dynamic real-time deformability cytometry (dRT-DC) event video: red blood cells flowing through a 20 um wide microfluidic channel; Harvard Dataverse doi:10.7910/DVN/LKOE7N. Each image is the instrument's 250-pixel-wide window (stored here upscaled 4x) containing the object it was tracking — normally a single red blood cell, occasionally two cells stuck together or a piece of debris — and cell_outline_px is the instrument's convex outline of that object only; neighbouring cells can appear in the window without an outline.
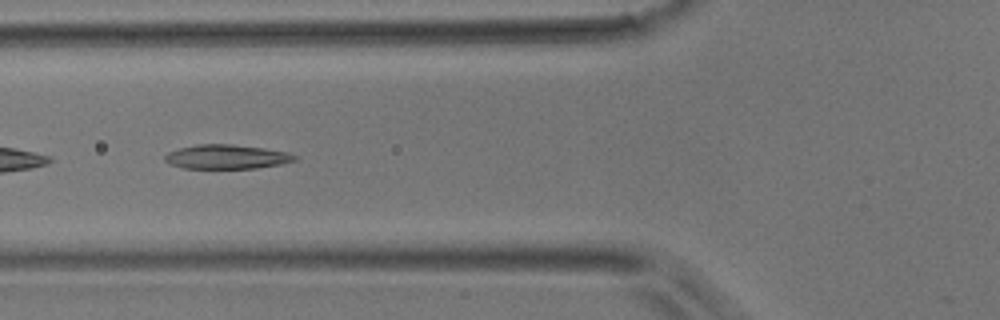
{"species": "common noctule bat (a hibernating species)", "species_latin": "Nyctalus noctula", "temperature_condition": "room temperature", "stored_images_in_passage": 21, "camera_frame_rate_fps": 3000, "um_per_image_px": 0.085, "animal": {"sex": "male", "body_mass_g": 17.9}, "frame": {"image": 1, "passage_image": 18, "time_ms": 5.667, "image_size_px": [1000, 320], "cell_outline_px": [[296, 160], [280, 164], [256, 168], [184, 168], [172, 164], [164, 160], [164, 156], [168, 152], [180, 148], [196, 144], [232, 144], [264, 148], [284, 152], [296, 156]], "centroid_in_image_um": [19.23, 13.32], "position_along_channel_um": 106.6, "area_um2": 18.09}}